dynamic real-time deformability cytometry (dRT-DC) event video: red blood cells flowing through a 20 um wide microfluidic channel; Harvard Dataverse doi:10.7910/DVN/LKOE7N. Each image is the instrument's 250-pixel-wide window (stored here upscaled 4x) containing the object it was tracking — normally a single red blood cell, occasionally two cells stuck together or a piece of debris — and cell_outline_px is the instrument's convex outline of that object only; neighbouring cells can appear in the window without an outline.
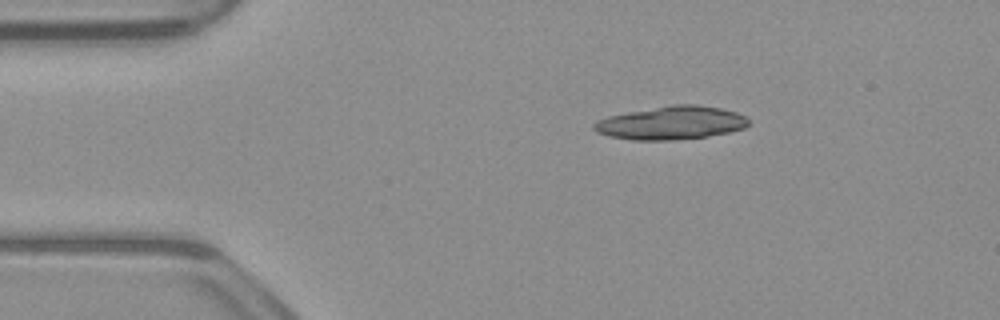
{"species": "common noctule bat (a hibernating species)", "species_latin": "Nyctalus noctula", "temperature_condition": "warm", "stored_images_in_passage": 14, "camera_frame_rate_fps": 3000, "um_per_image_px": 0.085, "animal": {"sex": "male", "body_mass_g": 23.1, "forearm_length_mm": 52.7}, "frame": {"image": 1, "passage_image": 1, "time_ms": 0.0, "image_size_px": [1000, 320], "cell_outline_px": [[748, 124], [744, 128], [728, 132], [708, 136], [672, 140], [632, 140], [608, 136], [596, 132], [592, 128], [592, 124], [596, 120], [608, 116], [672, 104], [696, 104], [720, 108], [736, 112], [744, 116], [748, 120]], "centroid_in_image_um": [57.01, 10.45], "position_along_channel_um": 28.0, "area_um2": 29.94}}